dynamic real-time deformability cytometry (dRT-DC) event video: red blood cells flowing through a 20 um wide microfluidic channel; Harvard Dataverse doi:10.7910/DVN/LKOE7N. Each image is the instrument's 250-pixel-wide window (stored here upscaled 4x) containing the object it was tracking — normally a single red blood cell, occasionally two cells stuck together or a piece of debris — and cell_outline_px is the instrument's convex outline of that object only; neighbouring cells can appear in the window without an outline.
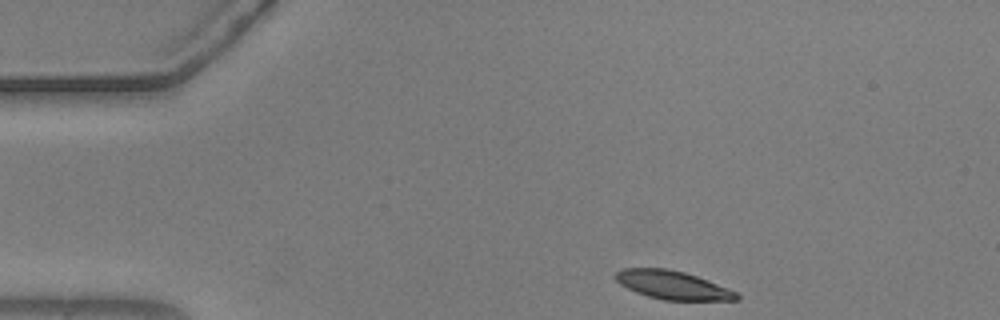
{"species": "common noctule bat (a hibernating species)", "species_latin": "Nyctalus noctula", "temperature_condition": "warm", "stored_images_in_passage": 45, "camera_frame_rate_fps": 3000, "um_per_image_px": 0.085, "animal": {"sex": "male", "body_mass_g": 20.5, "forearm_length_mm": 52.5}, "frame": {"image": 1, "passage_image": 1, "time_ms": 0.0, "image_size_px": [1000, 320], "cell_outline_px": [[740, 300], [664, 300], [648, 296], [636, 292], [620, 284], [616, 280], [616, 272], [624, 268], [668, 268], [684, 272], [696, 276], [728, 288], [736, 292], [740, 296]], "centroid_in_image_um": [57.18, 24.23], "position_along_channel_um": 27.8, "area_um2": 19.88}}
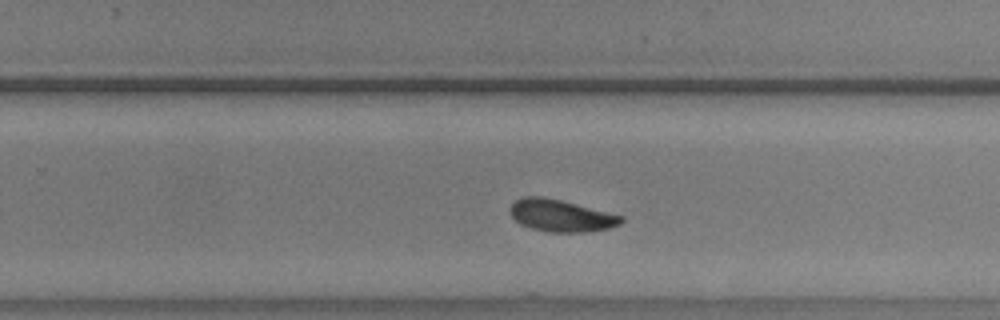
{"frame": {"image": 2, "passage_image": 27, "time_ms": 8.667, "image_size_px": [1000, 320], "cell_outline_px": [[624, 220], [620, 224], [608, 228], [584, 232], [548, 232], [532, 228], [520, 224], [512, 216], [512, 204], [516, 200], [524, 196], [540, 196], [560, 200], [624, 216]], "centroid_in_image_um": [47.7, 18.33], "position_along_channel_um": 282.1, "area_um2": 20.4}}
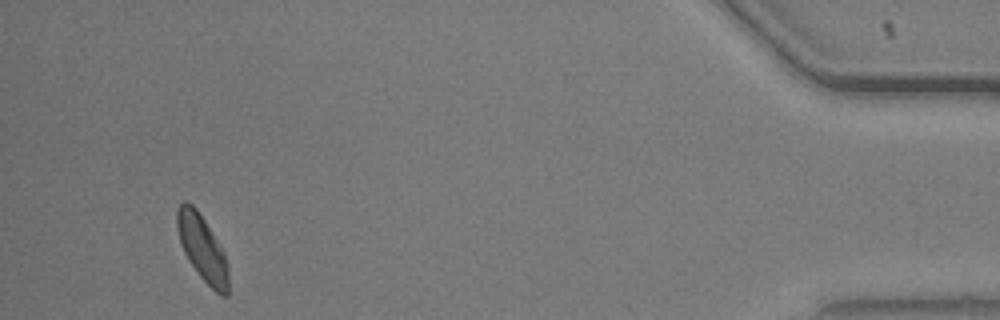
{"frame": {"image": 3, "passage_image": 44, "time_ms": 14.333, "image_size_px": [1000, 320], "cell_outline_px": [[228, 296], [220, 296], [200, 276], [188, 260], [184, 252], [176, 228], [176, 208], [184, 200], [188, 200], [196, 208], [204, 220], [224, 252], [228, 264]], "centroid_in_image_um": [17.18, 21.07], "position_along_channel_um": 418.0, "area_um2": 19.65}}